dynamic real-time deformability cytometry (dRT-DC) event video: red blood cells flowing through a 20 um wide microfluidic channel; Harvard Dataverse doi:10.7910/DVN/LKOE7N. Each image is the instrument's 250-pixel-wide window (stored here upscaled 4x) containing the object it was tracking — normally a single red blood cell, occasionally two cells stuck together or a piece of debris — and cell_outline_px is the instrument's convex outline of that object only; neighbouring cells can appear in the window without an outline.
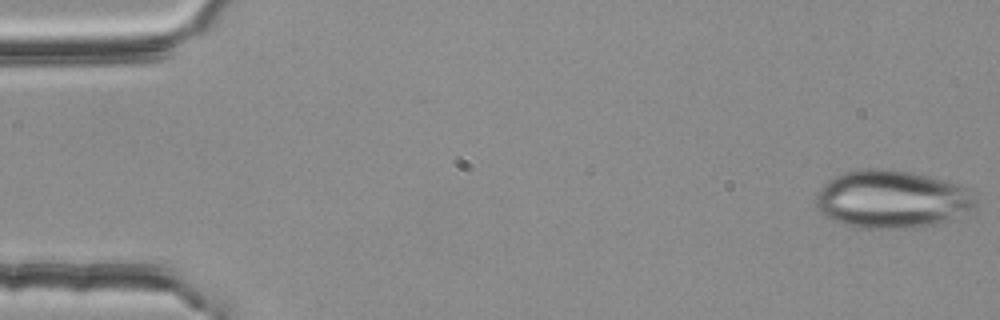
{"species": "common noctule bat (a hibernating species)", "species_latin": "Nyctalus noctula", "temperature_condition": "room temperature", "stored_images_in_passage": 3, "camera_frame_rate_fps": 3000, "um_per_image_px": 0.085, "animal": {"sex": "female", "body_mass_g": 25.1}, "frame": {"image": 1, "passage_image": 3, "time_ms": 0.667, "image_size_px": [1000, 320], "cell_outline_px": [[976, 208], [948, 220], [936, 224], [912, 228], [864, 228], [848, 224], [836, 220], [828, 216], [816, 208], [816, 196], [820, 188], [828, 180], [836, 176], [848, 172], [868, 168], [876, 168], [912, 172], [960, 184], [976, 196]], "centroid_in_image_um": [75.85, 16.93], "position_along_channel_um": 9.1, "area_um2": 53.41}}